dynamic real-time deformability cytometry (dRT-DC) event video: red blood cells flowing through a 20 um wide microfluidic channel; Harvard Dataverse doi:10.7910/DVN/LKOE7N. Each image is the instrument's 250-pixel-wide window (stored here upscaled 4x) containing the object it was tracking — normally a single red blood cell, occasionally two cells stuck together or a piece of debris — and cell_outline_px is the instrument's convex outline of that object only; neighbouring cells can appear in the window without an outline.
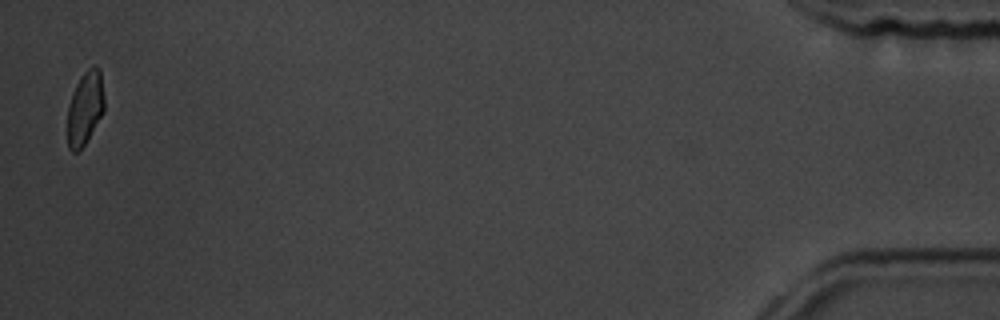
{"species": "common noctule bat (a hibernating species)", "species_latin": "Nyctalus noctula", "temperature_condition": "room temperature", "stored_images_in_passage": 15, "camera_frame_rate_fps": 3000, "um_per_image_px": 0.085, "animal": {"sex": "male", "body_mass_g": 19.5, "forearm_length_mm": 54.6}, "frame": {"image": 1, "passage_image": 15, "time_ms": 16.0, "image_size_px": [1000, 320], "cell_outline_px": [[104, 112], [84, 144], [76, 152], [72, 152], [68, 148], [68, 104], [76, 84], [84, 72], [88, 68], [96, 64], [100, 68], [104, 96]], "centroid_in_image_um": [7.24, 9.15], "position_along_channel_um": 428.0, "area_um2": 15.72}, "authors_computed_cell_mechanics": {"area_um2": 16.8776, "velocity_mm_per_s": 3.6477, "shape_relaxation_time_tau1_ms": 6.9039, "shape_relaxation_time_tau2_ms": 1.1613, "deformation_change_tau1": 0.2704, "deformation_change_tau2": 0.0812}}